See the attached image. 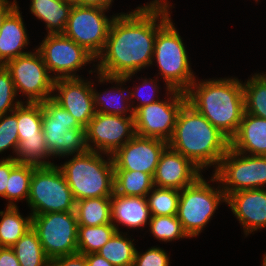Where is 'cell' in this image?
Here are the masks:
<instances>
[{
    "label": "cell",
    "mask_w": 266,
    "mask_h": 266,
    "mask_svg": "<svg viewBox=\"0 0 266 266\" xmlns=\"http://www.w3.org/2000/svg\"><path fill=\"white\" fill-rule=\"evenodd\" d=\"M108 10L73 4L63 34L97 58L104 50L111 23L116 16L114 14L108 18L105 15Z\"/></svg>",
    "instance_id": "cell-12"
},
{
    "label": "cell",
    "mask_w": 266,
    "mask_h": 266,
    "mask_svg": "<svg viewBox=\"0 0 266 266\" xmlns=\"http://www.w3.org/2000/svg\"><path fill=\"white\" fill-rule=\"evenodd\" d=\"M32 228V215L23 217L18 206L0 211V247L11 248Z\"/></svg>",
    "instance_id": "cell-25"
},
{
    "label": "cell",
    "mask_w": 266,
    "mask_h": 266,
    "mask_svg": "<svg viewBox=\"0 0 266 266\" xmlns=\"http://www.w3.org/2000/svg\"><path fill=\"white\" fill-rule=\"evenodd\" d=\"M45 255L50 259L78 252V223L75 212L45 213L32 216Z\"/></svg>",
    "instance_id": "cell-11"
},
{
    "label": "cell",
    "mask_w": 266,
    "mask_h": 266,
    "mask_svg": "<svg viewBox=\"0 0 266 266\" xmlns=\"http://www.w3.org/2000/svg\"><path fill=\"white\" fill-rule=\"evenodd\" d=\"M135 135L134 116L96 112L86 127L89 150L109 155Z\"/></svg>",
    "instance_id": "cell-15"
},
{
    "label": "cell",
    "mask_w": 266,
    "mask_h": 266,
    "mask_svg": "<svg viewBox=\"0 0 266 266\" xmlns=\"http://www.w3.org/2000/svg\"><path fill=\"white\" fill-rule=\"evenodd\" d=\"M117 232L112 224L78 226V253H97Z\"/></svg>",
    "instance_id": "cell-34"
},
{
    "label": "cell",
    "mask_w": 266,
    "mask_h": 266,
    "mask_svg": "<svg viewBox=\"0 0 266 266\" xmlns=\"http://www.w3.org/2000/svg\"><path fill=\"white\" fill-rule=\"evenodd\" d=\"M17 0H0V28L7 15L17 6Z\"/></svg>",
    "instance_id": "cell-45"
},
{
    "label": "cell",
    "mask_w": 266,
    "mask_h": 266,
    "mask_svg": "<svg viewBox=\"0 0 266 266\" xmlns=\"http://www.w3.org/2000/svg\"><path fill=\"white\" fill-rule=\"evenodd\" d=\"M42 104V129L50 154L55 158L89 151L86 128L53 98Z\"/></svg>",
    "instance_id": "cell-6"
},
{
    "label": "cell",
    "mask_w": 266,
    "mask_h": 266,
    "mask_svg": "<svg viewBox=\"0 0 266 266\" xmlns=\"http://www.w3.org/2000/svg\"><path fill=\"white\" fill-rule=\"evenodd\" d=\"M36 167L31 164L18 163L11 170L5 193V199L8 200L7 206H17L15 201L18 202V200L28 201L32 173Z\"/></svg>",
    "instance_id": "cell-33"
},
{
    "label": "cell",
    "mask_w": 266,
    "mask_h": 266,
    "mask_svg": "<svg viewBox=\"0 0 266 266\" xmlns=\"http://www.w3.org/2000/svg\"><path fill=\"white\" fill-rule=\"evenodd\" d=\"M53 91L52 98L86 128L96 113L92 82L82 77L59 78L54 80Z\"/></svg>",
    "instance_id": "cell-17"
},
{
    "label": "cell",
    "mask_w": 266,
    "mask_h": 266,
    "mask_svg": "<svg viewBox=\"0 0 266 266\" xmlns=\"http://www.w3.org/2000/svg\"><path fill=\"white\" fill-rule=\"evenodd\" d=\"M27 204L32 216L75 212L76 201L57 164L33 170Z\"/></svg>",
    "instance_id": "cell-8"
},
{
    "label": "cell",
    "mask_w": 266,
    "mask_h": 266,
    "mask_svg": "<svg viewBox=\"0 0 266 266\" xmlns=\"http://www.w3.org/2000/svg\"><path fill=\"white\" fill-rule=\"evenodd\" d=\"M49 266H88L86 257L82 253H74L65 256H59L50 260Z\"/></svg>",
    "instance_id": "cell-42"
},
{
    "label": "cell",
    "mask_w": 266,
    "mask_h": 266,
    "mask_svg": "<svg viewBox=\"0 0 266 266\" xmlns=\"http://www.w3.org/2000/svg\"><path fill=\"white\" fill-rule=\"evenodd\" d=\"M167 146L166 141L135 135L111 155L114 170L141 171L153 177Z\"/></svg>",
    "instance_id": "cell-16"
},
{
    "label": "cell",
    "mask_w": 266,
    "mask_h": 266,
    "mask_svg": "<svg viewBox=\"0 0 266 266\" xmlns=\"http://www.w3.org/2000/svg\"><path fill=\"white\" fill-rule=\"evenodd\" d=\"M158 77L151 79V78H142V84L139 86H135L131 91L129 90V96H130V102L133 108V111L135 112L139 107L146 106L148 104L157 102L160 100V97H158V92H159V80H157ZM156 79V80H155ZM149 88H146L148 87ZM143 88H146L143 89ZM135 89V90H134ZM148 89H151L148 91ZM144 91V92H142ZM146 91V92H145ZM148 91V92H147ZM147 93V94H146ZM137 98V105H134L133 102L136 101L134 99ZM157 98V99H156Z\"/></svg>",
    "instance_id": "cell-39"
},
{
    "label": "cell",
    "mask_w": 266,
    "mask_h": 266,
    "mask_svg": "<svg viewBox=\"0 0 266 266\" xmlns=\"http://www.w3.org/2000/svg\"><path fill=\"white\" fill-rule=\"evenodd\" d=\"M19 8L17 5L7 15L0 28V65L29 52H24L29 37Z\"/></svg>",
    "instance_id": "cell-23"
},
{
    "label": "cell",
    "mask_w": 266,
    "mask_h": 266,
    "mask_svg": "<svg viewBox=\"0 0 266 266\" xmlns=\"http://www.w3.org/2000/svg\"><path fill=\"white\" fill-rule=\"evenodd\" d=\"M16 98L17 94L10 72L4 65H0V116L13 112L21 103H24Z\"/></svg>",
    "instance_id": "cell-37"
},
{
    "label": "cell",
    "mask_w": 266,
    "mask_h": 266,
    "mask_svg": "<svg viewBox=\"0 0 266 266\" xmlns=\"http://www.w3.org/2000/svg\"><path fill=\"white\" fill-rule=\"evenodd\" d=\"M41 53L49 74L54 79L81 78L77 71L96 58L85 48L64 34H46L37 47ZM93 61V62H92ZM76 71V72H75Z\"/></svg>",
    "instance_id": "cell-14"
},
{
    "label": "cell",
    "mask_w": 266,
    "mask_h": 266,
    "mask_svg": "<svg viewBox=\"0 0 266 266\" xmlns=\"http://www.w3.org/2000/svg\"><path fill=\"white\" fill-rule=\"evenodd\" d=\"M98 74V75H97ZM98 82L113 83L116 86L111 87L103 92L96 91L94 88V81L92 80V94L94 101L95 111L98 113L121 115V116H134V111L130 102V96L126 87L122 88L127 82L123 77H109L96 73ZM127 113L129 115H127Z\"/></svg>",
    "instance_id": "cell-21"
},
{
    "label": "cell",
    "mask_w": 266,
    "mask_h": 266,
    "mask_svg": "<svg viewBox=\"0 0 266 266\" xmlns=\"http://www.w3.org/2000/svg\"><path fill=\"white\" fill-rule=\"evenodd\" d=\"M21 103L17 107L19 139L45 138L42 129V104Z\"/></svg>",
    "instance_id": "cell-31"
},
{
    "label": "cell",
    "mask_w": 266,
    "mask_h": 266,
    "mask_svg": "<svg viewBox=\"0 0 266 266\" xmlns=\"http://www.w3.org/2000/svg\"><path fill=\"white\" fill-rule=\"evenodd\" d=\"M78 226L111 224V198L97 197L76 201Z\"/></svg>",
    "instance_id": "cell-26"
},
{
    "label": "cell",
    "mask_w": 266,
    "mask_h": 266,
    "mask_svg": "<svg viewBox=\"0 0 266 266\" xmlns=\"http://www.w3.org/2000/svg\"><path fill=\"white\" fill-rule=\"evenodd\" d=\"M263 262H262V266H266V254L264 255V257H263V260H262Z\"/></svg>",
    "instance_id": "cell-47"
},
{
    "label": "cell",
    "mask_w": 266,
    "mask_h": 266,
    "mask_svg": "<svg viewBox=\"0 0 266 266\" xmlns=\"http://www.w3.org/2000/svg\"><path fill=\"white\" fill-rule=\"evenodd\" d=\"M88 266H113L104 257L100 256L98 253L85 254Z\"/></svg>",
    "instance_id": "cell-46"
},
{
    "label": "cell",
    "mask_w": 266,
    "mask_h": 266,
    "mask_svg": "<svg viewBox=\"0 0 266 266\" xmlns=\"http://www.w3.org/2000/svg\"><path fill=\"white\" fill-rule=\"evenodd\" d=\"M226 204L243 227L246 237L266 228V189L241 190L226 197Z\"/></svg>",
    "instance_id": "cell-19"
},
{
    "label": "cell",
    "mask_w": 266,
    "mask_h": 266,
    "mask_svg": "<svg viewBox=\"0 0 266 266\" xmlns=\"http://www.w3.org/2000/svg\"><path fill=\"white\" fill-rule=\"evenodd\" d=\"M105 155L108 159H104ZM75 201L104 197L114 193V165L111 155L96 151L76 154L58 165Z\"/></svg>",
    "instance_id": "cell-4"
},
{
    "label": "cell",
    "mask_w": 266,
    "mask_h": 266,
    "mask_svg": "<svg viewBox=\"0 0 266 266\" xmlns=\"http://www.w3.org/2000/svg\"><path fill=\"white\" fill-rule=\"evenodd\" d=\"M30 12L45 23L48 34H63L67 25L72 0H31Z\"/></svg>",
    "instance_id": "cell-24"
},
{
    "label": "cell",
    "mask_w": 266,
    "mask_h": 266,
    "mask_svg": "<svg viewBox=\"0 0 266 266\" xmlns=\"http://www.w3.org/2000/svg\"><path fill=\"white\" fill-rule=\"evenodd\" d=\"M168 0H153L113 19L102 53L89 74L123 77L129 81L138 71L152 65L158 30L171 18ZM158 21V22H157Z\"/></svg>",
    "instance_id": "cell-1"
},
{
    "label": "cell",
    "mask_w": 266,
    "mask_h": 266,
    "mask_svg": "<svg viewBox=\"0 0 266 266\" xmlns=\"http://www.w3.org/2000/svg\"><path fill=\"white\" fill-rule=\"evenodd\" d=\"M127 235V232H116L97 253L113 266H133L136 247L134 239Z\"/></svg>",
    "instance_id": "cell-28"
},
{
    "label": "cell",
    "mask_w": 266,
    "mask_h": 266,
    "mask_svg": "<svg viewBox=\"0 0 266 266\" xmlns=\"http://www.w3.org/2000/svg\"><path fill=\"white\" fill-rule=\"evenodd\" d=\"M167 99L139 107L134 112L136 135L166 142L172 138L177 116L187 102L186 92L172 89Z\"/></svg>",
    "instance_id": "cell-13"
},
{
    "label": "cell",
    "mask_w": 266,
    "mask_h": 266,
    "mask_svg": "<svg viewBox=\"0 0 266 266\" xmlns=\"http://www.w3.org/2000/svg\"><path fill=\"white\" fill-rule=\"evenodd\" d=\"M230 148L245 155L266 156V119L244 112Z\"/></svg>",
    "instance_id": "cell-22"
},
{
    "label": "cell",
    "mask_w": 266,
    "mask_h": 266,
    "mask_svg": "<svg viewBox=\"0 0 266 266\" xmlns=\"http://www.w3.org/2000/svg\"><path fill=\"white\" fill-rule=\"evenodd\" d=\"M17 164L18 162L13 158H3L0 160V197L4 199L11 170Z\"/></svg>",
    "instance_id": "cell-41"
},
{
    "label": "cell",
    "mask_w": 266,
    "mask_h": 266,
    "mask_svg": "<svg viewBox=\"0 0 266 266\" xmlns=\"http://www.w3.org/2000/svg\"><path fill=\"white\" fill-rule=\"evenodd\" d=\"M148 226L150 233L158 241L171 242L180 238H189L176 215L151 216Z\"/></svg>",
    "instance_id": "cell-36"
},
{
    "label": "cell",
    "mask_w": 266,
    "mask_h": 266,
    "mask_svg": "<svg viewBox=\"0 0 266 266\" xmlns=\"http://www.w3.org/2000/svg\"><path fill=\"white\" fill-rule=\"evenodd\" d=\"M211 181L218 183V187L211 186ZM221 202L226 203V195L214 175L208 182L201 175L193 184L180 190L176 216L189 239L202 232Z\"/></svg>",
    "instance_id": "cell-7"
},
{
    "label": "cell",
    "mask_w": 266,
    "mask_h": 266,
    "mask_svg": "<svg viewBox=\"0 0 266 266\" xmlns=\"http://www.w3.org/2000/svg\"><path fill=\"white\" fill-rule=\"evenodd\" d=\"M5 68L10 72L16 94L27 97L24 103H42L54 94V78L49 74L39 50L20 55L8 61Z\"/></svg>",
    "instance_id": "cell-10"
},
{
    "label": "cell",
    "mask_w": 266,
    "mask_h": 266,
    "mask_svg": "<svg viewBox=\"0 0 266 266\" xmlns=\"http://www.w3.org/2000/svg\"><path fill=\"white\" fill-rule=\"evenodd\" d=\"M168 253L160 247H151L145 252L136 249L133 266H169Z\"/></svg>",
    "instance_id": "cell-40"
},
{
    "label": "cell",
    "mask_w": 266,
    "mask_h": 266,
    "mask_svg": "<svg viewBox=\"0 0 266 266\" xmlns=\"http://www.w3.org/2000/svg\"><path fill=\"white\" fill-rule=\"evenodd\" d=\"M168 146L202 172L211 166L215 171L230 148V139L186 102L179 111Z\"/></svg>",
    "instance_id": "cell-2"
},
{
    "label": "cell",
    "mask_w": 266,
    "mask_h": 266,
    "mask_svg": "<svg viewBox=\"0 0 266 266\" xmlns=\"http://www.w3.org/2000/svg\"><path fill=\"white\" fill-rule=\"evenodd\" d=\"M242 86L245 112L266 119V72L253 74Z\"/></svg>",
    "instance_id": "cell-30"
},
{
    "label": "cell",
    "mask_w": 266,
    "mask_h": 266,
    "mask_svg": "<svg viewBox=\"0 0 266 266\" xmlns=\"http://www.w3.org/2000/svg\"><path fill=\"white\" fill-rule=\"evenodd\" d=\"M213 172L226 197L241 190L266 188V156L245 155L229 148Z\"/></svg>",
    "instance_id": "cell-9"
},
{
    "label": "cell",
    "mask_w": 266,
    "mask_h": 266,
    "mask_svg": "<svg viewBox=\"0 0 266 266\" xmlns=\"http://www.w3.org/2000/svg\"><path fill=\"white\" fill-rule=\"evenodd\" d=\"M14 155H9L7 158H13L20 164H31L37 167L56 165L49 161L53 156L47 148L45 138L19 139Z\"/></svg>",
    "instance_id": "cell-32"
},
{
    "label": "cell",
    "mask_w": 266,
    "mask_h": 266,
    "mask_svg": "<svg viewBox=\"0 0 266 266\" xmlns=\"http://www.w3.org/2000/svg\"><path fill=\"white\" fill-rule=\"evenodd\" d=\"M20 266H49L37 233L31 228L12 247Z\"/></svg>",
    "instance_id": "cell-29"
},
{
    "label": "cell",
    "mask_w": 266,
    "mask_h": 266,
    "mask_svg": "<svg viewBox=\"0 0 266 266\" xmlns=\"http://www.w3.org/2000/svg\"><path fill=\"white\" fill-rule=\"evenodd\" d=\"M18 143L16 108L13 112L0 116V153L10 148L16 154Z\"/></svg>",
    "instance_id": "cell-38"
},
{
    "label": "cell",
    "mask_w": 266,
    "mask_h": 266,
    "mask_svg": "<svg viewBox=\"0 0 266 266\" xmlns=\"http://www.w3.org/2000/svg\"><path fill=\"white\" fill-rule=\"evenodd\" d=\"M0 266H20L12 248L0 247Z\"/></svg>",
    "instance_id": "cell-43"
},
{
    "label": "cell",
    "mask_w": 266,
    "mask_h": 266,
    "mask_svg": "<svg viewBox=\"0 0 266 266\" xmlns=\"http://www.w3.org/2000/svg\"><path fill=\"white\" fill-rule=\"evenodd\" d=\"M74 4L79 6L100 7L109 9L113 0H72Z\"/></svg>",
    "instance_id": "cell-44"
},
{
    "label": "cell",
    "mask_w": 266,
    "mask_h": 266,
    "mask_svg": "<svg viewBox=\"0 0 266 266\" xmlns=\"http://www.w3.org/2000/svg\"><path fill=\"white\" fill-rule=\"evenodd\" d=\"M201 172L187 157L167 146L160 155L153 184L159 188L182 190L193 184Z\"/></svg>",
    "instance_id": "cell-18"
},
{
    "label": "cell",
    "mask_w": 266,
    "mask_h": 266,
    "mask_svg": "<svg viewBox=\"0 0 266 266\" xmlns=\"http://www.w3.org/2000/svg\"><path fill=\"white\" fill-rule=\"evenodd\" d=\"M170 18L157 32L153 63L159 68L158 75L165 82V90L186 92L196 80L183 40ZM156 62H155V61Z\"/></svg>",
    "instance_id": "cell-5"
},
{
    "label": "cell",
    "mask_w": 266,
    "mask_h": 266,
    "mask_svg": "<svg viewBox=\"0 0 266 266\" xmlns=\"http://www.w3.org/2000/svg\"><path fill=\"white\" fill-rule=\"evenodd\" d=\"M153 177L141 171L114 170V193L122 196L146 195L153 189Z\"/></svg>",
    "instance_id": "cell-27"
},
{
    "label": "cell",
    "mask_w": 266,
    "mask_h": 266,
    "mask_svg": "<svg viewBox=\"0 0 266 266\" xmlns=\"http://www.w3.org/2000/svg\"><path fill=\"white\" fill-rule=\"evenodd\" d=\"M111 198V224L119 232V225L139 229L149 224L151 213L146 197L122 196L113 193ZM117 223V224H116Z\"/></svg>",
    "instance_id": "cell-20"
},
{
    "label": "cell",
    "mask_w": 266,
    "mask_h": 266,
    "mask_svg": "<svg viewBox=\"0 0 266 266\" xmlns=\"http://www.w3.org/2000/svg\"><path fill=\"white\" fill-rule=\"evenodd\" d=\"M186 96L187 102L229 139L237 133L245 112L241 79H196Z\"/></svg>",
    "instance_id": "cell-3"
},
{
    "label": "cell",
    "mask_w": 266,
    "mask_h": 266,
    "mask_svg": "<svg viewBox=\"0 0 266 266\" xmlns=\"http://www.w3.org/2000/svg\"><path fill=\"white\" fill-rule=\"evenodd\" d=\"M146 199L151 216H174L177 215L180 190L154 186Z\"/></svg>",
    "instance_id": "cell-35"
}]
</instances>
